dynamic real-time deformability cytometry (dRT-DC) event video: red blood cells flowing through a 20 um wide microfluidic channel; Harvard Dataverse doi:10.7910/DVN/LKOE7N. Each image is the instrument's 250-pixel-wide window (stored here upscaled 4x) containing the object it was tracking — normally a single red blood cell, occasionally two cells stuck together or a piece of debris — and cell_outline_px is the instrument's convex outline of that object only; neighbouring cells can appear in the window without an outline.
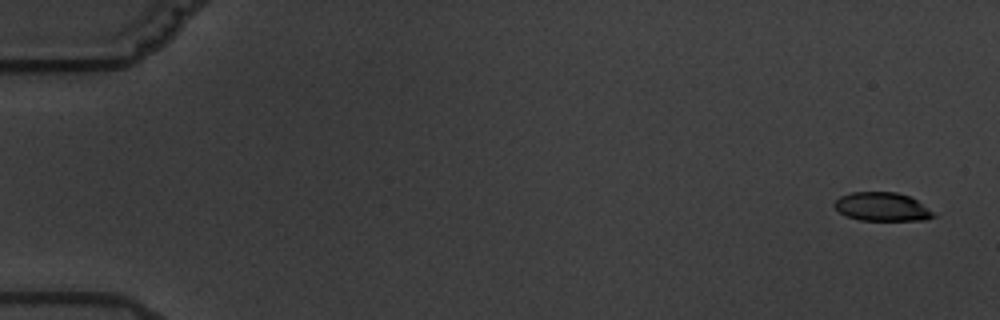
{"species": "common noctule bat (a hibernating species)", "species_latin": "Nyctalus noctula", "temperature_condition": "warm", "stored_images_in_passage": 5, "camera_frame_rate_fps": 3000, "um_per_image_px": 0.085, "animal": {"sex": "male", "body_mass_g": 19.5, "forearm_length_mm": 54.6}, "frame": {"image": 1, "passage_image": 1, "time_ms": 0.0, "image_size_px": [1000, 320], "cell_outline_px": [[936, 216], [924, 220], [860, 220], [848, 216], [840, 212], [832, 204], [840, 196], [852, 192], [896, 192], [908, 196], [916, 200], [928, 208]], "centroid_in_image_um": [74.96, 17.57], "position_along_channel_um": 10.0, "area_um2": 16.3}}
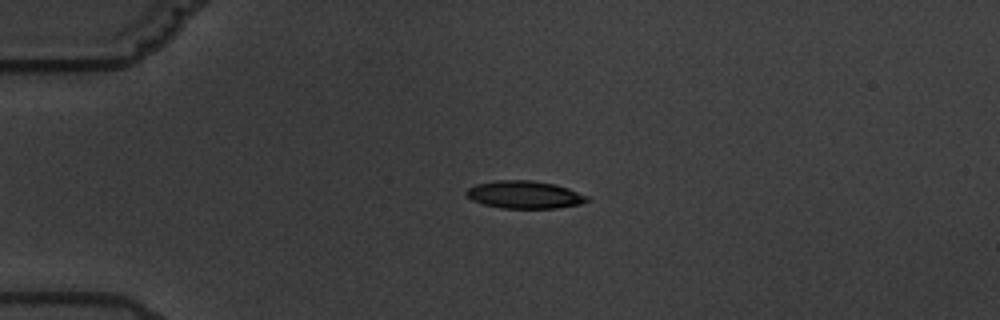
{"frame": {"image": 2, "passage_image": 4, "time_ms": 4.333, "image_size_px": [1000, 320], "cell_outline_px": [[588, 200], [580, 204], [556, 208], [500, 208], [484, 204], [472, 200], [464, 192], [468, 188], [476, 184], [496, 180], [532, 180], [556, 184], [568, 188], [588, 196]], "centroid_in_image_um": [44.57, 16.54], "position_along_channel_um": 40.4, "area_um2": 19.42}}